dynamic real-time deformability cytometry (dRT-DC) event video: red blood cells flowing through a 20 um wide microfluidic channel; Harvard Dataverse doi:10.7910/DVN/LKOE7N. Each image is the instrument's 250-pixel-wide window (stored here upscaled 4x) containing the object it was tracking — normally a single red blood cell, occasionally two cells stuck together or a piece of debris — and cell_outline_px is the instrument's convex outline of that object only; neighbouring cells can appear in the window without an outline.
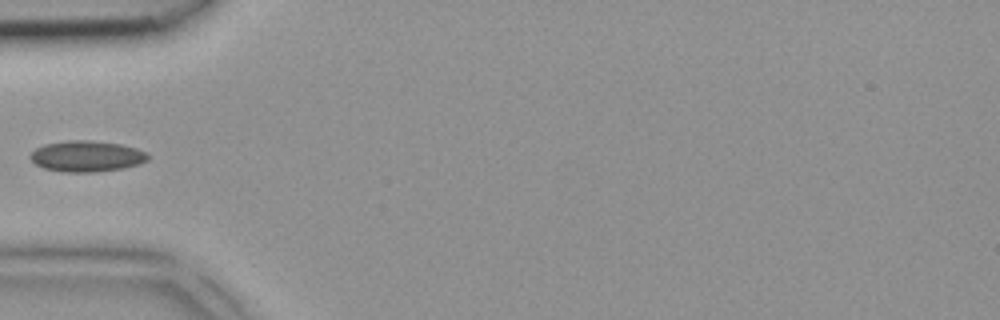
{"species": "common noctule bat (a hibernating species)", "species_latin": "Nyctalus noctula", "temperature_condition": "room temperature", "stored_images_in_passage": 1, "camera_frame_rate_fps": 3000, "um_per_image_px": 0.085, "animal": {"sex": "female", "body_mass_g": 18.4}, "frame": {"image": 1, "passage_image": 1, "time_ms": 0.0, "image_size_px": [1000, 320], "cell_outline_px": [[148, 160], [140, 164], [120, 168], [96, 172], [64, 172], [44, 168], [36, 164], [28, 156], [36, 148], [44, 144], [68, 140], [92, 140], [120, 144], [136, 148], [148, 152]], "centroid_in_image_um": [7.37, 13.27], "position_along_channel_um": 77.6, "area_um2": 21.27}}